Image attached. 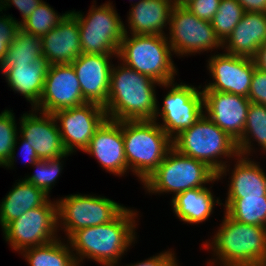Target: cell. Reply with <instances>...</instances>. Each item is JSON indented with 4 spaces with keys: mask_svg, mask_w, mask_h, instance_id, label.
I'll return each mask as SVG.
<instances>
[{
    "mask_svg": "<svg viewBox=\"0 0 266 266\" xmlns=\"http://www.w3.org/2000/svg\"><path fill=\"white\" fill-rule=\"evenodd\" d=\"M13 188L0 202V226L2 230L26 211L44 205L50 196L42 189L25 181L16 180Z\"/></svg>",
    "mask_w": 266,
    "mask_h": 266,
    "instance_id": "26",
    "label": "cell"
},
{
    "mask_svg": "<svg viewBox=\"0 0 266 266\" xmlns=\"http://www.w3.org/2000/svg\"><path fill=\"white\" fill-rule=\"evenodd\" d=\"M57 204L58 231L63 230L66 239L77 230L111 222L126 207L105 196L81 193L61 197Z\"/></svg>",
    "mask_w": 266,
    "mask_h": 266,
    "instance_id": "10",
    "label": "cell"
},
{
    "mask_svg": "<svg viewBox=\"0 0 266 266\" xmlns=\"http://www.w3.org/2000/svg\"><path fill=\"white\" fill-rule=\"evenodd\" d=\"M156 80L120 62L113 64L110 90L104 107L107 119L154 120L157 108Z\"/></svg>",
    "mask_w": 266,
    "mask_h": 266,
    "instance_id": "2",
    "label": "cell"
},
{
    "mask_svg": "<svg viewBox=\"0 0 266 266\" xmlns=\"http://www.w3.org/2000/svg\"><path fill=\"white\" fill-rule=\"evenodd\" d=\"M247 98L252 103L266 106V73L258 68L254 69Z\"/></svg>",
    "mask_w": 266,
    "mask_h": 266,
    "instance_id": "37",
    "label": "cell"
},
{
    "mask_svg": "<svg viewBox=\"0 0 266 266\" xmlns=\"http://www.w3.org/2000/svg\"><path fill=\"white\" fill-rule=\"evenodd\" d=\"M204 114L236 142L242 137L250 101L247 97L219 91H202Z\"/></svg>",
    "mask_w": 266,
    "mask_h": 266,
    "instance_id": "18",
    "label": "cell"
},
{
    "mask_svg": "<svg viewBox=\"0 0 266 266\" xmlns=\"http://www.w3.org/2000/svg\"><path fill=\"white\" fill-rule=\"evenodd\" d=\"M220 1L221 0H190L184 7L198 18L211 22L218 11Z\"/></svg>",
    "mask_w": 266,
    "mask_h": 266,
    "instance_id": "36",
    "label": "cell"
},
{
    "mask_svg": "<svg viewBox=\"0 0 266 266\" xmlns=\"http://www.w3.org/2000/svg\"><path fill=\"white\" fill-rule=\"evenodd\" d=\"M245 12L266 13V0H237Z\"/></svg>",
    "mask_w": 266,
    "mask_h": 266,
    "instance_id": "41",
    "label": "cell"
},
{
    "mask_svg": "<svg viewBox=\"0 0 266 266\" xmlns=\"http://www.w3.org/2000/svg\"><path fill=\"white\" fill-rule=\"evenodd\" d=\"M168 30L167 40L178 57L222 49L211 22L198 18L184 6H173Z\"/></svg>",
    "mask_w": 266,
    "mask_h": 266,
    "instance_id": "12",
    "label": "cell"
},
{
    "mask_svg": "<svg viewBox=\"0 0 266 266\" xmlns=\"http://www.w3.org/2000/svg\"><path fill=\"white\" fill-rule=\"evenodd\" d=\"M19 134L34 148L39 159L50 160L66 154L57 121L53 114L33 108L21 114Z\"/></svg>",
    "mask_w": 266,
    "mask_h": 266,
    "instance_id": "16",
    "label": "cell"
},
{
    "mask_svg": "<svg viewBox=\"0 0 266 266\" xmlns=\"http://www.w3.org/2000/svg\"><path fill=\"white\" fill-rule=\"evenodd\" d=\"M125 207L111 222L75 231L66 241L78 266L83 260L95 261L101 266H118L137 239L139 213Z\"/></svg>",
    "mask_w": 266,
    "mask_h": 266,
    "instance_id": "1",
    "label": "cell"
},
{
    "mask_svg": "<svg viewBox=\"0 0 266 266\" xmlns=\"http://www.w3.org/2000/svg\"><path fill=\"white\" fill-rule=\"evenodd\" d=\"M253 61L256 68L266 73V42L259 47Z\"/></svg>",
    "mask_w": 266,
    "mask_h": 266,
    "instance_id": "42",
    "label": "cell"
},
{
    "mask_svg": "<svg viewBox=\"0 0 266 266\" xmlns=\"http://www.w3.org/2000/svg\"><path fill=\"white\" fill-rule=\"evenodd\" d=\"M43 58L41 38L19 27L0 68L29 65Z\"/></svg>",
    "mask_w": 266,
    "mask_h": 266,
    "instance_id": "29",
    "label": "cell"
},
{
    "mask_svg": "<svg viewBox=\"0 0 266 266\" xmlns=\"http://www.w3.org/2000/svg\"><path fill=\"white\" fill-rule=\"evenodd\" d=\"M71 153H66L58 158L50 160L39 159L32 167L37 170L32 175L25 176L24 180L44 190L48 195L52 187H54L56 180L61 175L65 157L67 158ZM63 163V164H62Z\"/></svg>",
    "mask_w": 266,
    "mask_h": 266,
    "instance_id": "33",
    "label": "cell"
},
{
    "mask_svg": "<svg viewBox=\"0 0 266 266\" xmlns=\"http://www.w3.org/2000/svg\"><path fill=\"white\" fill-rule=\"evenodd\" d=\"M266 42V13L245 12L231 35L222 44V50L236 56L253 58Z\"/></svg>",
    "mask_w": 266,
    "mask_h": 266,
    "instance_id": "23",
    "label": "cell"
},
{
    "mask_svg": "<svg viewBox=\"0 0 266 266\" xmlns=\"http://www.w3.org/2000/svg\"><path fill=\"white\" fill-rule=\"evenodd\" d=\"M214 52L207 60L212 81L202 91H219L248 97L254 69L253 58ZM216 54V55H215Z\"/></svg>",
    "mask_w": 266,
    "mask_h": 266,
    "instance_id": "14",
    "label": "cell"
},
{
    "mask_svg": "<svg viewBox=\"0 0 266 266\" xmlns=\"http://www.w3.org/2000/svg\"><path fill=\"white\" fill-rule=\"evenodd\" d=\"M68 12L58 14L53 7L43 1L20 27L34 36L42 38L55 28Z\"/></svg>",
    "mask_w": 266,
    "mask_h": 266,
    "instance_id": "32",
    "label": "cell"
},
{
    "mask_svg": "<svg viewBox=\"0 0 266 266\" xmlns=\"http://www.w3.org/2000/svg\"><path fill=\"white\" fill-rule=\"evenodd\" d=\"M257 142L260 150L266 153V106L250 103L242 137L236 142L238 154L244 157L253 156ZM254 144V145H253ZM254 146V147H253ZM252 153V154H251Z\"/></svg>",
    "mask_w": 266,
    "mask_h": 266,
    "instance_id": "28",
    "label": "cell"
},
{
    "mask_svg": "<svg viewBox=\"0 0 266 266\" xmlns=\"http://www.w3.org/2000/svg\"><path fill=\"white\" fill-rule=\"evenodd\" d=\"M42 2L43 0H4L1 2V10L6 11L12 5L16 7L21 12L22 20L18 21V24L21 25Z\"/></svg>",
    "mask_w": 266,
    "mask_h": 266,
    "instance_id": "40",
    "label": "cell"
},
{
    "mask_svg": "<svg viewBox=\"0 0 266 266\" xmlns=\"http://www.w3.org/2000/svg\"><path fill=\"white\" fill-rule=\"evenodd\" d=\"M219 181L217 173L206 163L180 154L171 148L158 168L142 184L149 194H177Z\"/></svg>",
    "mask_w": 266,
    "mask_h": 266,
    "instance_id": "7",
    "label": "cell"
},
{
    "mask_svg": "<svg viewBox=\"0 0 266 266\" xmlns=\"http://www.w3.org/2000/svg\"><path fill=\"white\" fill-rule=\"evenodd\" d=\"M160 87L169 91L163 97L161 108L157 100L154 121H159L161 117L162 123L157 122L158 125L173 140L204 114L202 86L195 87L183 82L178 84L174 80L161 84Z\"/></svg>",
    "mask_w": 266,
    "mask_h": 266,
    "instance_id": "9",
    "label": "cell"
},
{
    "mask_svg": "<svg viewBox=\"0 0 266 266\" xmlns=\"http://www.w3.org/2000/svg\"><path fill=\"white\" fill-rule=\"evenodd\" d=\"M131 6L128 24H124L125 33L166 35L164 29L169 26L174 6L172 0H139Z\"/></svg>",
    "mask_w": 266,
    "mask_h": 266,
    "instance_id": "22",
    "label": "cell"
},
{
    "mask_svg": "<svg viewBox=\"0 0 266 266\" xmlns=\"http://www.w3.org/2000/svg\"><path fill=\"white\" fill-rule=\"evenodd\" d=\"M175 251L172 249L157 253L155 256H151L143 261H137L136 263H130L125 266H180L176 260ZM121 266V265H118ZM123 266V265H122Z\"/></svg>",
    "mask_w": 266,
    "mask_h": 266,
    "instance_id": "38",
    "label": "cell"
},
{
    "mask_svg": "<svg viewBox=\"0 0 266 266\" xmlns=\"http://www.w3.org/2000/svg\"><path fill=\"white\" fill-rule=\"evenodd\" d=\"M85 103L87 102L82 96L80 82L72 64H51L46 74L42 96L33 109L53 114Z\"/></svg>",
    "mask_w": 266,
    "mask_h": 266,
    "instance_id": "15",
    "label": "cell"
},
{
    "mask_svg": "<svg viewBox=\"0 0 266 266\" xmlns=\"http://www.w3.org/2000/svg\"><path fill=\"white\" fill-rule=\"evenodd\" d=\"M21 141V142H20ZM17 144H20V149H21V154L24 156L25 158V163L28 166H33L38 160V156L34 150V148H32L30 145L27 144V141L25 139H23L19 134L16 138V142H15V146L13 148V152L10 156L9 161L7 162V164L4 166L7 169H12L13 166L15 165L14 162H16V150H18L17 148Z\"/></svg>",
    "mask_w": 266,
    "mask_h": 266,
    "instance_id": "39",
    "label": "cell"
},
{
    "mask_svg": "<svg viewBox=\"0 0 266 266\" xmlns=\"http://www.w3.org/2000/svg\"><path fill=\"white\" fill-rule=\"evenodd\" d=\"M84 152L95 157L100 166L108 173L119 177L127 174L122 121L106 119L95 131Z\"/></svg>",
    "mask_w": 266,
    "mask_h": 266,
    "instance_id": "19",
    "label": "cell"
},
{
    "mask_svg": "<svg viewBox=\"0 0 266 266\" xmlns=\"http://www.w3.org/2000/svg\"><path fill=\"white\" fill-rule=\"evenodd\" d=\"M93 2L87 15L70 10L79 24L81 53L117 54L125 34L124 23L110 0L97 7Z\"/></svg>",
    "mask_w": 266,
    "mask_h": 266,
    "instance_id": "8",
    "label": "cell"
},
{
    "mask_svg": "<svg viewBox=\"0 0 266 266\" xmlns=\"http://www.w3.org/2000/svg\"><path fill=\"white\" fill-rule=\"evenodd\" d=\"M50 64L41 58L29 65H14L11 68H0L7 85L19 93L34 108L42 96L44 82Z\"/></svg>",
    "mask_w": 266,
    "mask_h": 266,
    "instance_id": "24",
    "label": "cell"
},
{
    "mask_svg": "<svg viewBox=\"0 0 266 266\" xmlns=\"http://www.w3.org/2000/svg\"><path fill=\"white\" fill-rule=\"evenodd\" d=\"M42 54L48 63H72L81 54L79 24L69 11L59 24L41 38Z\"/></svg>",
    "mask_w": 266,
    "mask_h": 266,
    "instance_id": "20",
    "label": "cell"
},
{
    "mask_svg": "<svg viewBox=\"0 0 266 266\" xmlns=\"http://www.w3.org/2000/svg\"><path fill=\"white\" fill-rule=\"evenodd\" d=\"M113 57L117 54H80L71 64L87 103L105 107L110 90Z\"/></svg>",
    "mask_w": 266,
    "mask_h": 266,
    "instance_id": "17",
    "label": "cell"
},
{
    "mask_svg": "<svg viewBox=\"0 0 266 266\" xmlns=\"http://www.w3.org/2000/svg\"><path fill=\"white\" fill-rule=\"evenodd\" d=\"M67 153L85 151L95 131L107 119L104 107L95 103L62 109L53 113Z\"/></svg>",
    "mask_w": 266,
    "mask_h": 266,
    "instance_id": "13",
    "label": "cell"
},
{
    "mask_svg": "<svg viewBox=\"0 0 266 266\" xmlns=\"http://www.w3.org/2000/svg\"><path fill=\"white\" fill-rule=\"evenodd\" d=\"M222 205L233 220L266 227V197L226 198Z\"/></svg>",
    "mask_w": 266,
    "mask_h": 266,
    "instance_id": "30",
    "label": "cell"
},
{
    "mask_svg": "<svg viewBox=\"0 0 266 266\" xmlns=\"http://www.w3.org/2000/svg\"><path fill=\"white\" fill-rule=\"evenodd\" d=\"M224 217V218H223ZM218 230L203 248L213 253L208 266H260L266 262V227L235 221L225 212Z\"/></svg>",
    "mask_w": 266,
    "mask_h": 266,
    "instance_id": "3",
    "label": "cell"
},
{
    "mask_svg": "<svg viewBox=\"0 0 266 266\" xmlns=\"http://www.w3.org/2000/svg\"><path fill=\"white\" fill-rule=\"evenodd\" d=\"M245 11L237 0H221L217 13L211 20L217 38L223 44L240 22Z\"/></svg>",
    "mask_w": 266,
    "mask_h": 266,
    "instance_id": "31",
    "label": "cell"
},
{
    "mask_svg": "<svg viewBox=\"0 0 266 266\" xmlns=\"http://www.w3.org/2000/svg\"><path fill=\"white\" fill-rule=\"evenodd\" d=\"M5 109L0 113V167H4L10 159L19 134L15 113Z\"/></svg>",
    "mask_w": 266,
    "mask_h": 266,
    "instance_id": "34",
    "label": "cell"
},
{
    "mask_svg": "<svg viewBox=\"0 0 266 266\" xmlns=\"http://www.w3.org/2000/svg\"><path fill=\"white\" fill-rule=\"evenodd\" d=\"M57 199H49L44 205L26 211L11 221L2 231L3 239L12 250L20 253L24 249L42 246L56 240L58 235Z\"/></svg>",
    "mask_w": 266,
    "mask_h": 266,
    "instance_id": "11",
    "label": "cell"
},
{
    "mask_svg": "<svg viewBox=\"0 0 266 266\" xmlns=\"http://www.w3.org/2000/svg\"><path fill=\"white\" fill-rule=\"evenodd\" d=\"M234 163L233 169L228 163L217 174V179L221 180L227 173L231 175L226 198L266 197V173L260 162L238 155Z\"/></svg>",
    "mask_w": 266,
    "mask_h": 266,
    "instance_id": "21",
    "label": "cell"
},
{
    "mask_svg": "<svg viewBox=\"0 0 266 266\" xmlns=\"http://www.w3.org/2000/svg\"><path fill=\"white\" fill-rule=\"evenodd\" d=\"M189 1L190 0H172L173 5H177V6H184Z\"/></svg>",
    "mask_w": 266,
    "mask_h": 266,
    "instance_id": "43",
    "label": "cell"
},
{
    "mask_svg": "<svg viewBox=\"0 0 266 266\" xmlns=\"http://www.w3.org/2000/svg\"><path fill=\"white\" fill-rule=\"evenodd\" d=\"M3 11L1 10L2 14ZM20 27L18 20L11 15L0 16V65L3 63L7 54L8 46L16 36V31Z\"/></svg>",
    "mask_w": 266,
    "mask_h": 266,
    "instance_id": "35",
    "label": "cell"
},
{
    "mask_svg": "<svg viewBox=\"0 0 266 266\" xmlns=\"http://www.w3.org/2000/svg\"><path fill=\"white\" fill-rule=\"evenodd\" d=\"M172 144L180 154L206 163L217 174L230 162L227 158L234 160L239 155L236 141L205 114L177 135Z\"/></svg>",
    "mask_w": 266,
    "mask_h": 266,
    "instance_id": "6",
    "label": "cell"
},
{
    "mask_svg": "<svg viewBox=\"0 0 266 266\" xmlns=\"http://www.w3.org/2000/svg\"><path fill=\"white\" fill-rule=\"evenodd\" d=\"M166 35L124 34L117 59L160 84L172 82L178 74Z\"/></svg>",
    "mask_w": 266,
    "mask_h": 266,
    "instance_id": "5",
    "label": "cell"
},
{
    "mask_svg": "<svg viewBox=\"0 0 266 266\" xmlns=\"http://www.w3.org/2000/svg\"><path fill=\"white\" fill-rule=\"evenodd\" d=\"M122 134L128 173L143 184L173 147L172 139L154 120L122 121Z\"/></svg>",
    "mask_w": 266,
    "mask_h": 266,
    "instance_id": "4",
    "label": "cell"
},
{
    "mask_svg": "<svg viewBox=\"0 0 266 266\" xmlns=\"http://www.w3.org/2000/svg\"><path fill=\"white\" fill-rule=\"evenodd\" d=\"M65 240L59 237L42 246L24 249L20 254L29 266H78L70 245Z\"/></svg>",
    "mask_w": 266,
    "mask_h": 266,
    "instance_id": "27",
    "label": "cell"
},
{
    "mask_svg": "<svg viewBox=\"0 0 266 266\" xmlns=\"http://www.w3.org/2000/svg\"><path fill=\"white\" fill-rule=\"evenodd\" d=\"M208 187L189 189L171 199L174 215L190 225L205 222L214 212L215 205L222 206V200L215 198Z\"/></svg>",
    "mask_w": 266,
    "mask_h": 266,
    "instance_id": "25",
    "label": "cell"
}]
</instances>
